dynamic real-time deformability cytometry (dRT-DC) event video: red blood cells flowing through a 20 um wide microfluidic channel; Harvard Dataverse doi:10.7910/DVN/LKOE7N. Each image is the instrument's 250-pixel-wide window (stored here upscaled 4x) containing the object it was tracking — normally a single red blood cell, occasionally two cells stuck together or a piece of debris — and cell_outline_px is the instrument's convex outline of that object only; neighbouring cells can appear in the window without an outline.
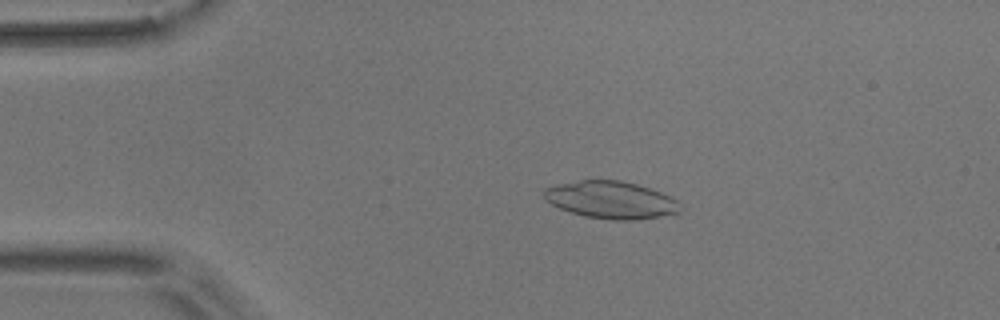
{"species": "common noctule bat (a hibernating species)", "species_latin": "Nyctalus noctula", "temperature_condition": "room temperature", "stored_images_in_passage": 4, "camera_frame_rate_fps": 3000, "um_per_image_px": 0.085, "animal": {"sex": "male", "body_mass_g": 17.9}, "frame": {"image": 1, "passage_image": 2, "time_ms": 1.0, "image_size_px": [1000, 320], "cell_outline_px": [[684, 208], [680, 212], [632, 220], [612, 220], [584, 216], [560, 208], [544, 200], [544, 188], [560, 184], [580, 180], [620, 180], [636, 184], [660, 192], [676, 200]], "centroid_in_image_um": [51.92, 16.99], "position_along_channel_um": 33.1, "area_um2": 29.3}}